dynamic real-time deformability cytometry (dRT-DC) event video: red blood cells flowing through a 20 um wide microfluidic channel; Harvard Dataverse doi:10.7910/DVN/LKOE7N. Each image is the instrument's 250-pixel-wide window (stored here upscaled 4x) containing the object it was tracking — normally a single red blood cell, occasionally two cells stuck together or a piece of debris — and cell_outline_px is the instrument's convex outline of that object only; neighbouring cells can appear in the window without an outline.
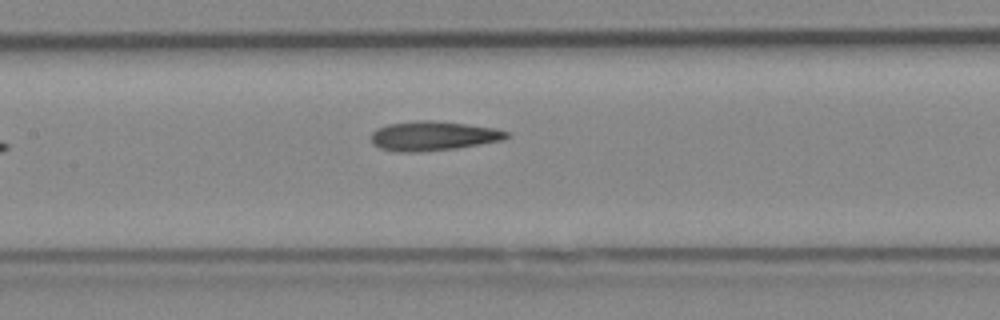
{"species": "Egyptian fruit bat (a non-hibernating species)", "species_latin": "Rousettus aegyptiacus", "temperature_condition": "cold", "stored_images_in_passage": 7, "camera_frame_rate_fps": 3000, "um_per_image_px": 0.085, "animal": {"sex": "female"}, "frame": {"image": 1, "passage_image": 7, "time_ms": 2.0, "image_size_px": [1000, 320], "cell_outline_px": [[508, 136], [504, 140], [456, 148], [416, 152], [396, 152], [380, 148], [372, 144], [372, 132], [376, 128], [388, 124], [420, 120], [432, 120], [468, 124], [496, 128], [508, 132]], "centroid_in_image_um": [36.81, 11.55], "position_along_channel_um": 170.6, "area_um2": 23.24}}